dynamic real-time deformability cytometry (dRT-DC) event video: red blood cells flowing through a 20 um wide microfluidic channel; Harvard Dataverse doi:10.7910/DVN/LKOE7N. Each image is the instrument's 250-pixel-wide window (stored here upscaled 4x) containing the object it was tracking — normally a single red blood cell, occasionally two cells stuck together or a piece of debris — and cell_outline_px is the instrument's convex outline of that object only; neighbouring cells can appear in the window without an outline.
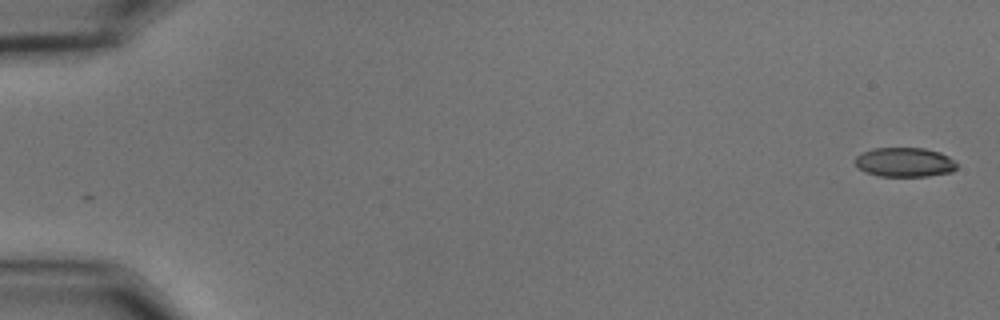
{"species": "common noctule bat (a hibernating species)", "species_latin": "Nyctalus noctula", "temperature_condition": "cold", "stored_images_in_passage": 2, "camera_frame_rate_fps": 3000, "um_per_image_px": 0.085, "animal": {"sex": "male", "body_mass_g": 15.6}, "frame": {"image": 1, "passage_image": 1, "time_ms": 0.0, "image_size_px": [1000, 320], "cell_outline_px": [[956, 168], [952, 172], [928, 176], [880, 176], [864, 172], [856, 168], [856, 156], [872, 148], [924, 148], [940, 152], [956, 160]], "centroid_in_image_um": [76.9, 13.79], "position_along_channel_um": 8.1, "area_um2": 17.51}}